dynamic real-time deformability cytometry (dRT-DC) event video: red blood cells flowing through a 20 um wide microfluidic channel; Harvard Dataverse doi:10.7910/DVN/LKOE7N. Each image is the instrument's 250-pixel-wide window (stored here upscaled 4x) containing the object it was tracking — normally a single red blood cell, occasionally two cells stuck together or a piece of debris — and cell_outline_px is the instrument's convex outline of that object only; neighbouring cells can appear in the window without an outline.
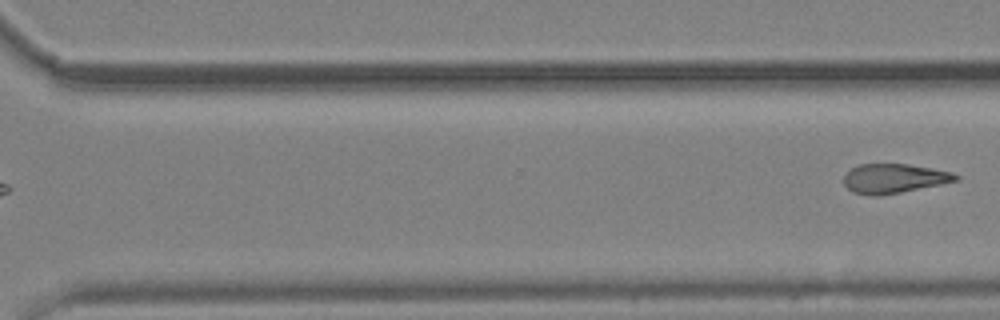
{"species": "common noctule bat (a hibernating species)", "species_latin": "Nyctalus noctula", "temperature_condition": "cold", "stored_images_in_passage": 12, "camera_frame_rate_fps": 3000, "um_per_image_px": 0.085, "animal": {"sex": "male", "body_mass_g": 19.2, "forearm_length_mm": 51.8}, "frame": {"image": 1, "passage_image": 12, "time_ms": 15.0, "image_size_px": [1000, 320], "cell_outline_px": [[960, 176], [956, 180], [940, 184], [900, 192], [876, 196], [872, 196], [852, 192], [844, 184], [844, 176], [852, 168], [860, 164], [908, 164], [932, 168], [952, 172]], "centroid_in_image_um": [75.97, 15.16], "position_along_channel_um": 294.6, "area_um2": 18.9}}